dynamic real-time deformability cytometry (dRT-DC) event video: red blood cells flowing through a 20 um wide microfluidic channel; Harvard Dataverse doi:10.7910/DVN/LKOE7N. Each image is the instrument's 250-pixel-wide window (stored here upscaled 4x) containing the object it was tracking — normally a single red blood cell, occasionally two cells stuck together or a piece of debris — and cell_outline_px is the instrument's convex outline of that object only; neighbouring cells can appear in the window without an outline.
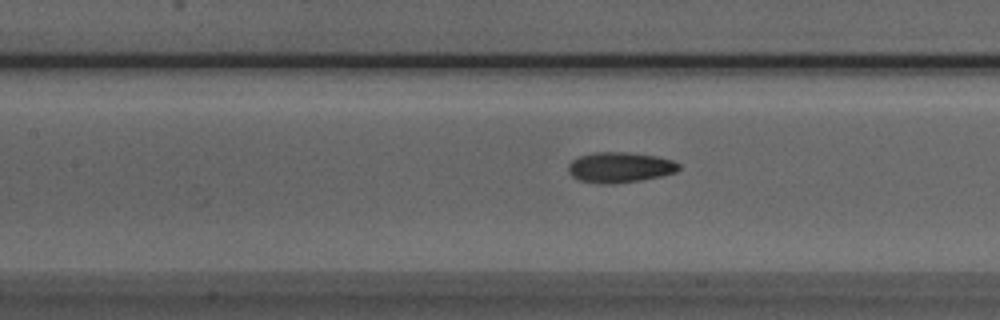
{"species": "Egyptian fruit bat (a non-hibernating species)", "species_latin": "Rousettus aegyptiacus", "temperature_condition": "room temperature", "stored_images_in_passage": 40, "camera_frame_rate_fps": 3000, "um_per_image_px": 0.085, "animal": {"sex": "male"}, "frame": {"image": 1, "passage_image": 14, "time_ms": 4.333, "image_size_px": [1000, 320], "cell_outline_px": [[680, 168], [676, 172], [660, 176], [640, 180], [612, 184], [608, 184], [580, 180], [572, 176], [568, 172], [568, 164], [572, 160], [580, 156], [596, 152], [628, 152], [656, 156], [672, 160], [680, 164]], "centroid_in_image_um": [52.69, 14.22], "position_along_channel_um": 154.7, "area_um2": 19.48}}
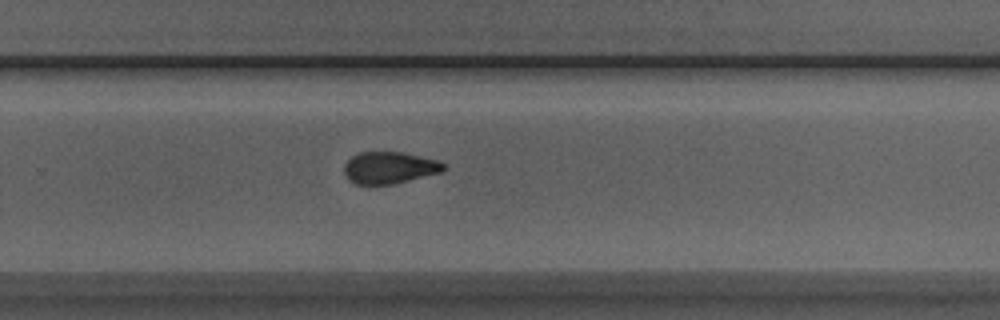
{"frame": {"image": 2, "passage_image": 25, "time_ms": 8.0, "image_size_px": [1000, 320], "cell_outline_px": [[444, 168], [440, 172], [392, 184], [356, 184], [348, 180], [344, 172], [344, 164], [352, 156], [360, 152], [400, 152], [436, 160], [444, 164]], "centroid_in_image_um": [33.03, 14.25], "position_along_channel_um": 296.8, "area_um2": 18.09}}
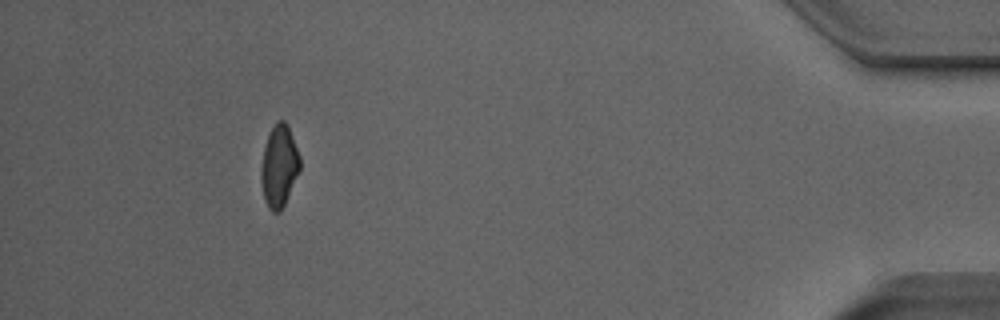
{"frame": {"image": 3, "passage_image": 39, "time_ms": 12.667, "image_size_px": [1000, 320], "cell_outline_px": [[300, 168], [284, 204], [280, 212], [272, 212], [268, 208], [264, 200], [260, 176], [260, 168], [264, 148], [268, 136], [272, 128], [280, 120], [284, 120], [288, 124], [300, 156]], "centroid_in_image_um": [23.71, 14.13], "position_along_channel_um": 411.5, "area_um2": 18.38}}